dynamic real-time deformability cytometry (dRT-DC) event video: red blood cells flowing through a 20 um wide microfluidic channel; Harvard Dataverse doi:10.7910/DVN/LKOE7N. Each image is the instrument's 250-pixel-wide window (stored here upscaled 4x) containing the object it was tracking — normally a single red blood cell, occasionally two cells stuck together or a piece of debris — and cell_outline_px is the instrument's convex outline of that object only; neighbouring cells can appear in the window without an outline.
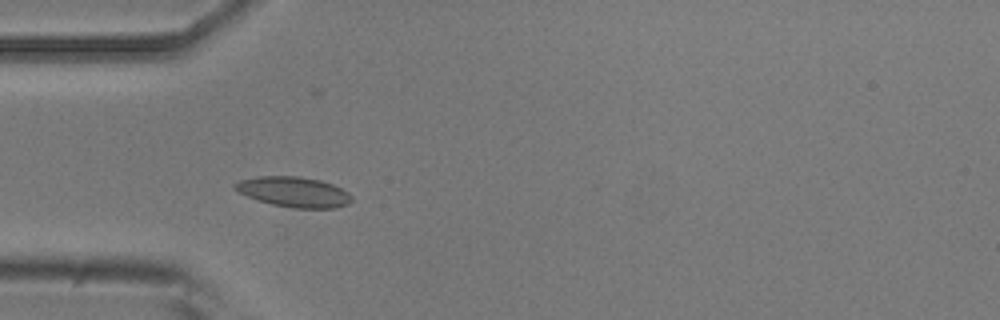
{"species": "common noctule bat (a hibernating species)", "species_latin": "Nyctalus noctula", "temperature_condition": "room temperature", "stored_images_in_passage": 38, "camera_frame_rate_fps": 3000, "um_per_image_px": 0.085, "animal": {"sex": "male", "body_mass_g": 20.5, "forearm_length_mm": 52.5}, "frame": {"image": 1, "passage_image": 4, "time_ms": 1.0, "image_size_px": [1000, 320], "cell_outline_px": [[352, 200], [348, 204], [336, 208], [296, 208], [272, 204], [256, 200], [232, 188], [232, 184], [240, 180], [256, 176], [296, 176], [320, 180], [332, 184], [348, 192], [352, 196]], "centroid_in_image_um": [24.96, 16.31], "position_along_channel_um": 60.0, "area_um2": 20.58}}
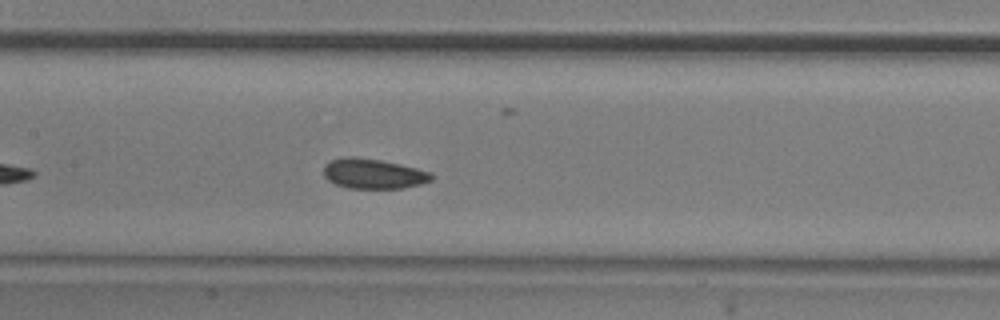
{"frame": {"image": 2, "passage_image": 13, "time_ms": 4.0, "image_size_px": [1000, 320], "cell_outline_px": [[436, 176], [432, 180], [420, 184], [404, 188], [348, 188], [336, 184], [328, 180], [324, 176], [324, 164], [332, 160], [352, 156], [380, 160], [400, 164], [432, 172]], "centroid_in_image_um": [31.77, 14.77], "position_along_channel_um": 175.6, "area_um2": 18.84}}
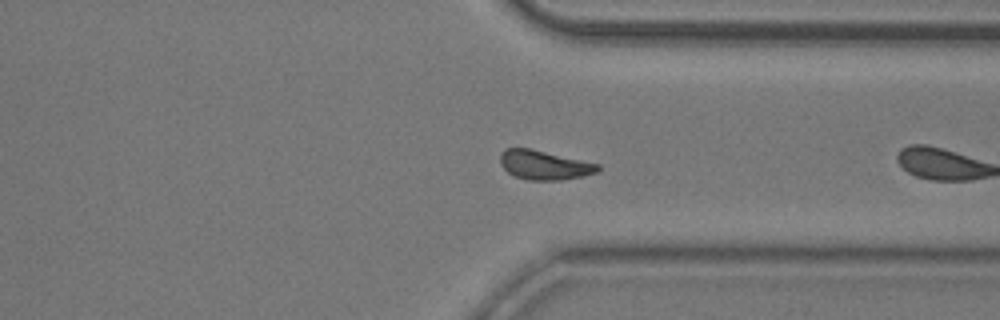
{"frame": {"image": 3, "passage_image": 25, "time_ms": 8.0, "image_size_px": [1000, 320], "cell_outline_px": [[600, 168], [596, 172], [584, 176], [560, 180], [528, 180], [516, 176], [508, 172], [500, 164], [500, 156], [504, 148], [532, 148], [600, 164]], "centroid_in_image_um": [46.27, 14.01], "position_along_channel_um": 365.1, "area_um2": 16.7}, "authors_computed_cell_mechanics": {"area_um2": 18.3226, "velocity_mm_per_s": 3.8994, "shape_relaxation_time_tau1_ms": 11.3311, "shape_relaxation_time_tau2_ms": 5.2172, "deformation_change_tau1": 0.151, "deformation_change_tau2": 0.1216}}